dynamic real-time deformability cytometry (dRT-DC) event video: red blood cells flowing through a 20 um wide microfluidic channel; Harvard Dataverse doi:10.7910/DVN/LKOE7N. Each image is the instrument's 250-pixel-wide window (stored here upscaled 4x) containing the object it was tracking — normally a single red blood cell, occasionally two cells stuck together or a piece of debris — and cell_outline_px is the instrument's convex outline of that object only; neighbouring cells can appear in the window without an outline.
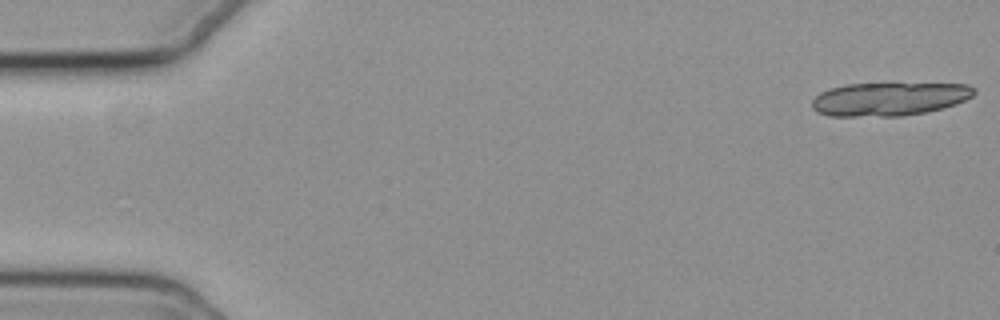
{"species": "common noctule bat (a hibernating species)", "species_latin": "Nyctalus noctula", "temperature_condition": "cold", "stored_images_in_passage": 19, "camera_frame_rate_fps": 3000, "um_per_image_px": 0.085, "animal": {"sex": "female", "body_mass_g": 19.3, "forearm_length_mm": 54.1}, "frame": {"image": 1, "passage_image": 1, "time_ms": 0.0, "image_size_px": [1000, 320], "cell_outline_px": [[976, 92], [972, 96], [956, 104], [924, 112], [904, 116], [828, 116], [816, 112], [812, 108], [812, 100], [820, 92], [828, 88], [848, 84], [968, 84], [976, 88]], "centroid_in_image_um": [75.55, 8.42], "position_along_channel_um": 9.5, "area_um2": 31.5}}